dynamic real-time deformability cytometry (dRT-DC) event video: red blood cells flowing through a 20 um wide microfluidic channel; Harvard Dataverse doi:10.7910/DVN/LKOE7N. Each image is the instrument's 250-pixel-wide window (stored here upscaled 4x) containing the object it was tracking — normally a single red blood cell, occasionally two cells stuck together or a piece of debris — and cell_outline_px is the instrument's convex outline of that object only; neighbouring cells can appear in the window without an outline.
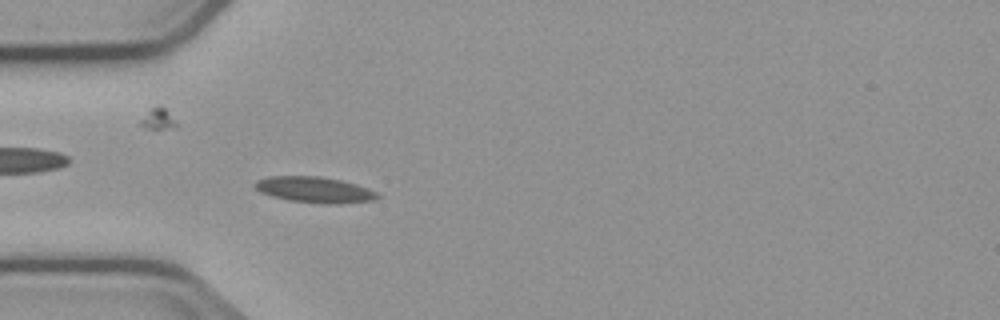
{"species": "common noctule bat (a hibernating species)", "species_latin": "Nyctalus noctula", "temperature_condition": "cold", "stored_images_in_passage": 53, "camera_frame_rate_fps": 3000, "um_per_image_px": 0.085, "animal": {"sex": "male", "body_mass_g": 23.1, "forearm_length_mm": 52.7}, "frame": {"image": 1, "passage_image": 14, "time_ms": 4.333, "image_size_px": [1000, 320], "cell_outline_px": [[380, 196], [376, 200], [336, 204], [320, 204], [288, 200], [272, 196], [260, 192], [256, 188], [256, 180], [272, 176], [320, 176], [340, 180], [356, 184], [368, 188], [376, 192]], "centroid_in_image_um": [26.77, 16.14], "position_along_channel_um": 58.2, "area_um2": 18.5}}
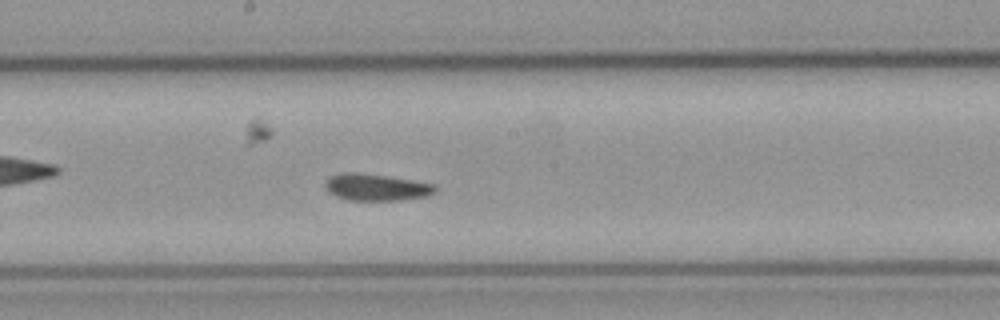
{"frame": {"image": 2, "passage_image": 27, "time_ms": 8.667, "image_size_px": [1000, 320], "cell_outline_px": [[436, 192], [428, 196], [400, 200], [348, 200], [336, 196], [328, 192], [324, 184], [324, 180], [328, 176], [344, 172], [356, 172], [412, 180], [436, 184]], "centroid_in_image_um": [31.95, 15.91], "position_along_channel_um": 216.2, "area_um2": 17.28}}
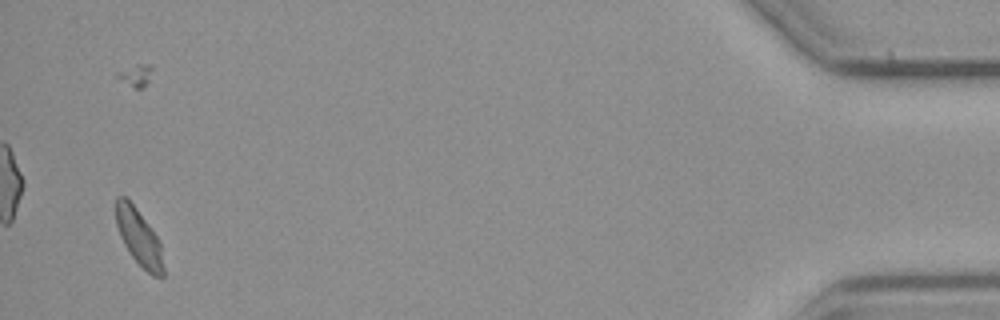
{"frame": {"image": 3, "passage_image": 51, "time_ms": 16.667, "image_size_px": [1000, 320], "cell_outline_px": [[164, 276], [152, 276], [132, 256], [124, 244], [120, 236], [116, 224], [116, 196], [124, 196], [136, 208], [152, 228], [160, 240], [164, 268]], "centroid_in_image_um": [11.83, 20.17], "position_along_channel_um": 423.4, "area_um2": 15.49}}